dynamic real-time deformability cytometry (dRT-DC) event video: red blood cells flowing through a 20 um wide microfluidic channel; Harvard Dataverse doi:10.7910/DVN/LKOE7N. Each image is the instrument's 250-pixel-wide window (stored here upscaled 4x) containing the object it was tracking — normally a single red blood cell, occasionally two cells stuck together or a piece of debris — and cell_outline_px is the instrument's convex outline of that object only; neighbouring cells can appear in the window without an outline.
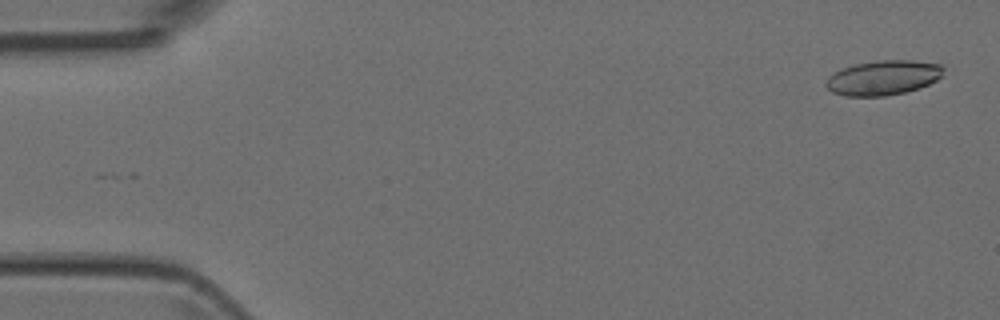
{"species": "Egyptian fruit bat (a non-hibernating species)", "species_latin": "Rousettus aegyptiacus", "temperature_condition": "room temperature", "stored_images_in_passage": 51, "camera_frame_rate_fps": 3000, "um_per_image_px": 0.085, "animal": {"sex": "female"}, "frame": {"image": 1, "passage_image": 2, "time_ms": 0.333, "image_size_px": [1000, 320], "cell_outline_px": [[944, 76], [920, 88], [904, 92], [884, 96], [844, 96], [832, 92], [824, 84], [828, 76], [832, 72], [840, 68], [856, 64], [880, 60], [912, 60], [944, 64]], "centroid_in_image_um": [75.08, 6.6], "position_along_channel_um": 9.9, "area_um2": 24.1}}
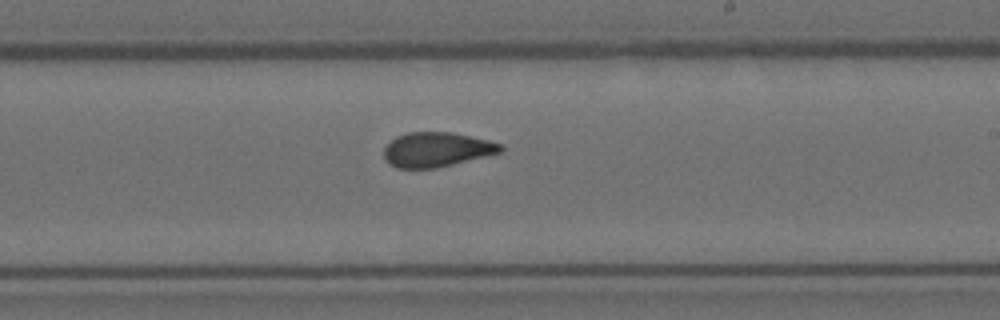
{"frame": {"image": 2, "passage_image": 30, "time_ms": 9.667, "image_size_px": [1000, 320], "cell_outline_px": [[504, 148], [500, 152], [436, 168], [396, 168], [388, 164], [384, 156], [384, 148], [396, 136], [408, 132], [452, 132], [488, 140], [500, 144]], "centroid_in_image_um": [37.07, 12.71], "position_along_channel_um": 251.9, "area_um2": 23.29}}
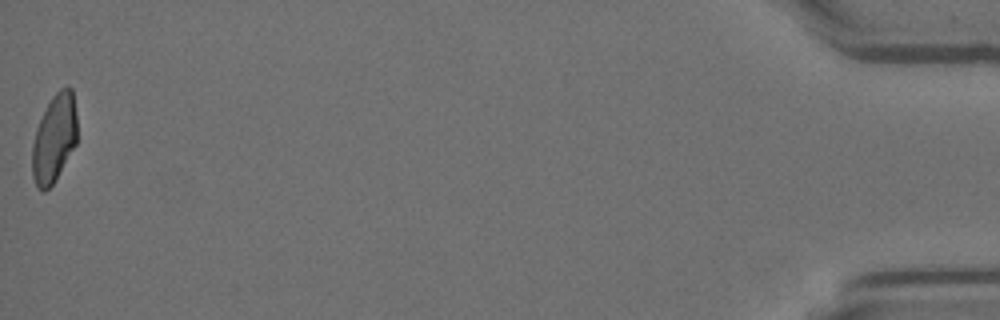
{"frame": {"image": 3, "passage_image": 51, "time_ms": 16.667, "image_size_px": [1000, 320], "cell_outline_px": [[76, 144], [52, 184], [44, 192], [36, 184], [32, 176], [32, 144], [36, 128], [52, 96], [60, 88], [68, 84], [72, 88], [76, 112]], "centroid_in_image_um": [4.61, 11.72], "position_along_channel_um": 430.6, "area_um2": 22.83}}